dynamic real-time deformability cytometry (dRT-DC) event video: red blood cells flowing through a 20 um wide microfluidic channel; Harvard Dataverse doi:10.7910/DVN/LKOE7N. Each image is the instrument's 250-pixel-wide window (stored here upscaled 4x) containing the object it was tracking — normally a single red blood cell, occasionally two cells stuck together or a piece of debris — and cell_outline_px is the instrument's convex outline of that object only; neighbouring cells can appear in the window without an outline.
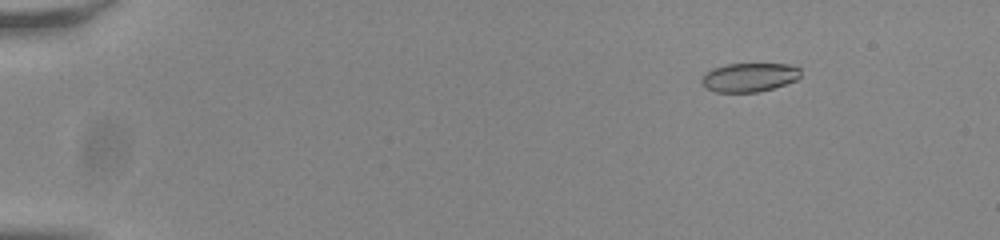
{"species": "common noctule bat (a hibernating species)", "species_latin": "Nyctalus noctula", "temperature_condition": "room temperature", "stored_images_in_passage": 51, "camera_frame_rate_fps": 3000, "um_per_image_px": 0.085, "animal": {"sex": "male", "body_mass_g": 20.0, "forearm_length_mm": 53.3}, "frame": {"image": 1, "passage_image": 3, "time_ms": 0.667, "image_size_px": [1000, 240], "cell_outline_px": [[800, 76], [796, 80], [772, 88], [756, 92], [716, 92], [708, 88], [700, 80], [700, 76], [704, 72], [712, 68], [728, 64], [788, 64], [800, 68]], "centroid_in_image_um": [63.65, 6.56], "position_along_channel_um": 21.3, "area_um2": 16.59}}
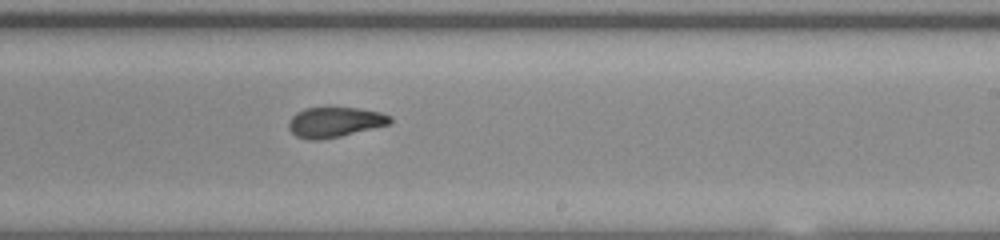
{"frame": {"image": 2, "passage_image": 31, "time_ms": 10.0, "image_size_px": [1000, 240], "cell_outline_px": [[392, 124], [340, 136], [320, 140], [308, 140], [296, 136], [288, 128], [288, 120], [296, 112], [304, 108], [328, 104], [356, 108], [380, 112], [392, 116]], "centroid_in_image_um": [28.44, 10.33], "position_along_channel_um": 260.6, "area_um2": 18.67}}
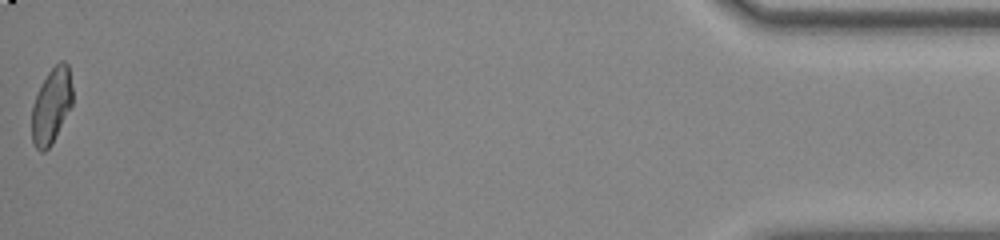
{"frame": {"image": 3, "passage_image": 51, "time_ms": 16.667, "image_size_px": [1000, 240], "cell_outline_px": [[72, 104], [52, 144], [44, 152], [40, 152], [36, 148], [32, 140], [32, 104], [40, 84], [48, 72], [60, 60], [64, 60], [68, 64], [72, 88]], "centroid_in_image_um": [4.36, 8.98], "position_along_channel_um": 430.8, "area_um2": 17.98}, "authors_computed_cell_mechanics": {"area_um2": 18.207, "velocity_mm_per_s": 3.8229, "shape_relaxation_time_tau1_ms": null, "shape_relaxation_time_tau2_ms": 2.164, "deformation_change_tau1": null, "deformation_change_tau2": 0.0818}}